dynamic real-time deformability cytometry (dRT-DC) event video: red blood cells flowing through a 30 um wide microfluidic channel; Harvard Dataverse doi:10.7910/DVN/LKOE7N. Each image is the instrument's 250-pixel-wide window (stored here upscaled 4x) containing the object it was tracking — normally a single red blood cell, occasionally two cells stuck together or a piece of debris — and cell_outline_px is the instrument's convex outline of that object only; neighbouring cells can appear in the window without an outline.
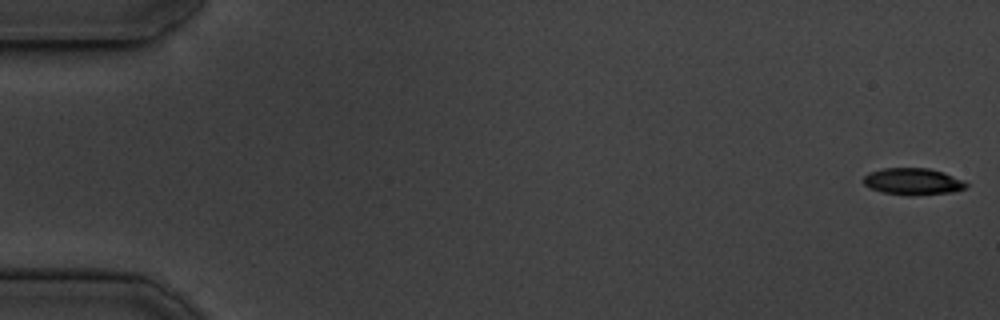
{"species": "common noctule bat (a hibernating species)", "species_latin": "Nyctalus noctula", "temperature_condition": "cold", "stored_images_in_passage": 55, "camera_frame_rate_fps": 3000, "um_per_image_px": 0.085, "animal": {"sex": "male", "body_mass_g": 19.5, "forearm_length_mm": 54.6}, "frame": {"image": 1, "passage_image": 1, "time_ms": 0.0, "image_size_px": [1000, 320], "cell_outline_px": [[968, 188], [952, 192], [908, 196], [884, 192], [868, 188], [864, 184], [864, 176], [868, 172], [884, 168], [928, 168], [944, 172], [964, 180], [968, 184]], "centroid_in_image_um": [77.62, 15.43], "position_along_channel_um": 7.4, "area_um2": 16.18}}
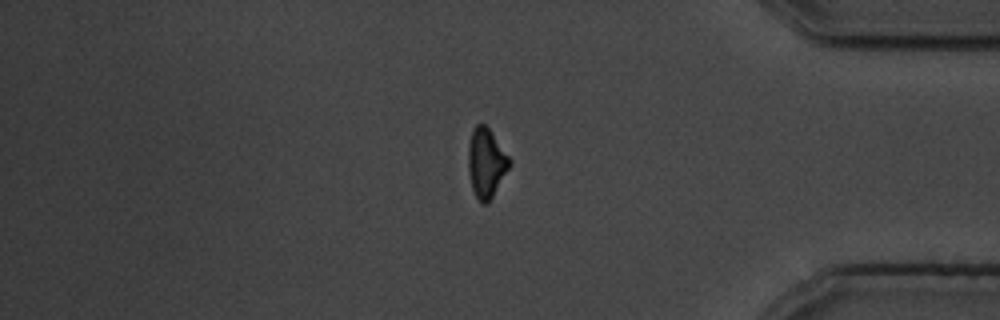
{"frame": {"image": 2, "passage_image": 46, "time_ms": 15.0, "image_size_px": [1000, 320], "cell_outline_px": [[512, 164], [488, 204], [484, 204], [476, 196], [472, 188], [468, 172], [468, 144], [472, 128], [476, 124], [484, 124], [488, 128], [512, 160]], "centroid_in_image_um": [41.33, 13.84], "position_along_channel_um": 393.9, "area_um2": 16.76}}
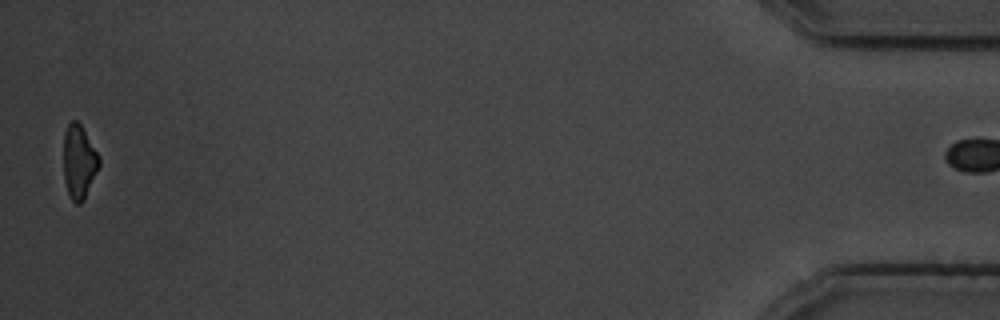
{"frame": {"image": 3, "passage_image": 54, "time_ms": 17.667, "image_size_px": [1000, 320], "cell_outline_px": [[100, 164], [84, 200], [80, 204], [76, 204], [72, 200], [68, 192], [64, 180], [64, 132], [68, 124], [72, 120], [76, 120], [80, 124], [100, 156]], "centroid_in_image_um": [6.72, 13.75], "position_along_channel_um": 428.5, "area_um2": 15.2}}